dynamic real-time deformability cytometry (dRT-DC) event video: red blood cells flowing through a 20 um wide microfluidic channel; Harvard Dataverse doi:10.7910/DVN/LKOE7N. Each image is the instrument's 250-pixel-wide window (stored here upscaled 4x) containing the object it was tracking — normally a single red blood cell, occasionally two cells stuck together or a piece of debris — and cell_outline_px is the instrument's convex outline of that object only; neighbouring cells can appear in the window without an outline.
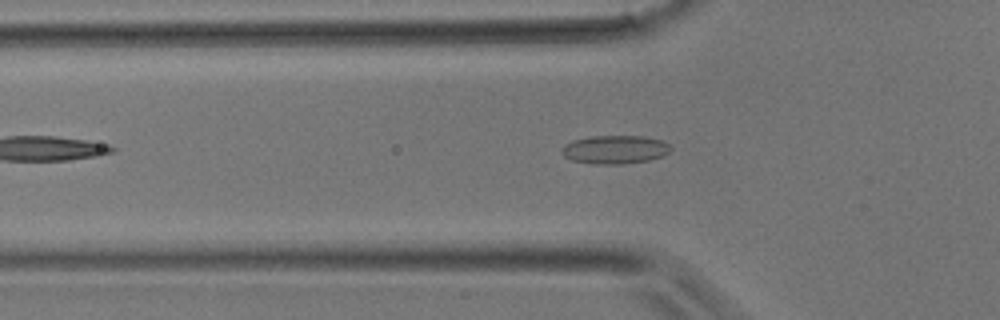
{"species": "common noctule bat (a hibernating species)", "species_latin": "Nyctalus noctula", "temperature_condition": "room temperature", "stored_images_in_passage": 30, "camera_frame_rate_fps": 3000, "um_per_image_px": 0.085, "animal": {"sex": "male", "body_mass_g": 17.9}, "frame": {"image": 1, "passage_image": 3, "time_ms": 0.667, "image_size_px": [1000, 320], "cell_outline_px": [[672, 148], [664, 156], [648, 160], [624, 164], [592, 164], [572, 160], [564, 156], [560, 152], [564, 144], [572, 140], [592, 136], [644, 136], [660, 140], [668, 144]], "centroid_in_image_um": [52.24, 12.71], "position_along_channel_um": 73.6, "area_um2": 18.15}}
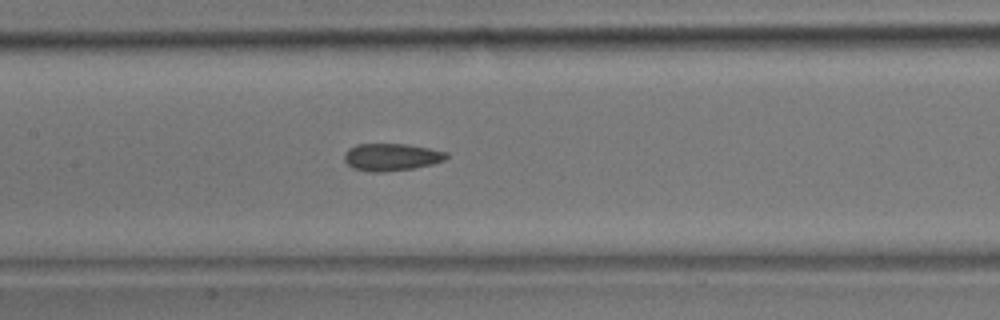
{"frame": {"image": 2, "passage_image": 9, "time_ms": 2.667, "image_size_px": [1000, 320], "cell_outline_px": [[448, 156], [444, 160], [432, 164], [412, 168], [384, 172], [368, 172], [352, 168], [344, 160], [344, 152], [348, 148], [356, 144], [408, 144], [448, 152]], "centroid_in_image_um": [33.23, 13.35], "position_along_channel_um": 174.2, "area_um2": 16.36}}
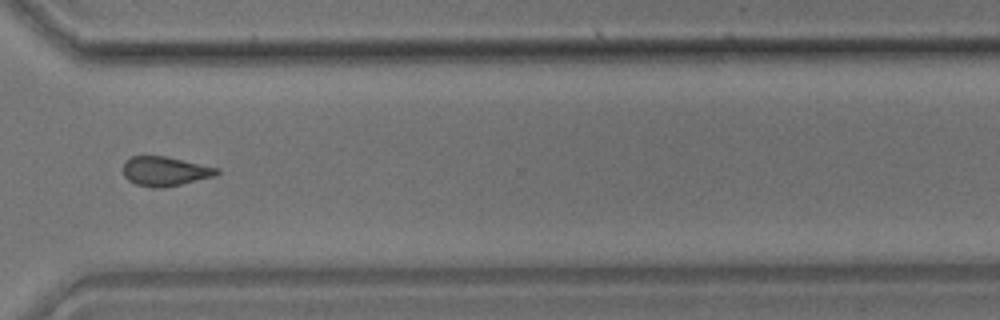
{"frame": {"image": 3, "passage_image": 20, "time_ms": 6.333, "image_size_px": [1000, 320], "cell_outline_px": [[220, 172], [216, 176], [180, 184], [160, 188], [152, 188], [136, 184], [128, 180], [124, 176], [124, 160], [132, 156], [164, 156], [220, 168]], "centroid_in_image_um": [14.03, 14.55], "position_along_channel_um": 356.6, "area_um2": 16.01}}